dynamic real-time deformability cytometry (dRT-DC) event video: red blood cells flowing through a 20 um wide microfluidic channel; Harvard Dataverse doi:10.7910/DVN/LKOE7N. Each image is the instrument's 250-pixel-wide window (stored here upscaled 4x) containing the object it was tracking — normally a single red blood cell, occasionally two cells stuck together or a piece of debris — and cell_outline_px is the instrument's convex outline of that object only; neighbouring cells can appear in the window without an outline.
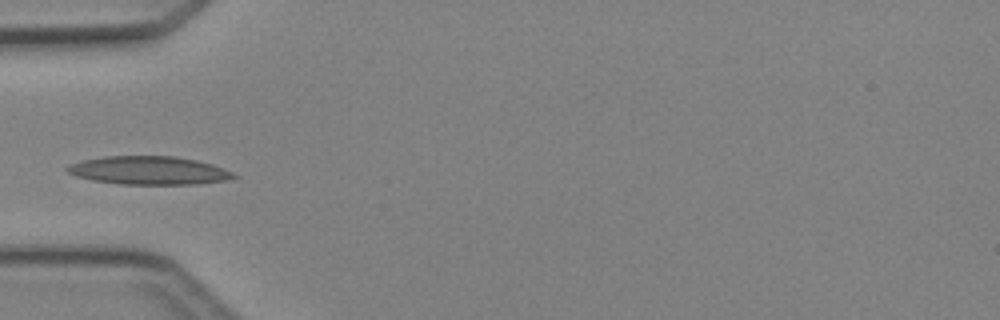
{"species": "Egyptian fruit bat (a non-hibernating species)", "species_latin": "Rousettus aegyptiacus", "temperature_condition": "cold", "stored_images_in_passage": 4, "camera_frame_rate_fps": 3000, "um_per_image_px": 0.085, "animal": {"sex": "female"}, "frame": {"image": 1, "passage_image": 4, "time_ms": 4.333, "image_size_px": [1000, 320], "cell_outline_px": [[240, 176], [228, 180], [196, 184], [120, 184], [92, 180], [76, 176], [68, 172], [64, 168], [68, 164], [84, 160], [104, 156], [176, 156], [196, 160], [212, 164], [224, 168]], "centroid_in_image_um": [12.67, 14.49], "position_along_channel_um": 72.3, "area_um2": 27.57}}